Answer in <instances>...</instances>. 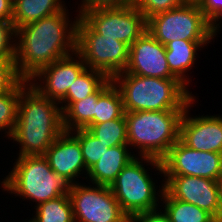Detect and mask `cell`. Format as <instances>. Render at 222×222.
<instances>
[{
	"instance_id": "cell-1",
	"label": "cell",
	"mask_w": 222,
	"mask_h": 222,
	"mask_svg": "<svg viewBox=\"0 0 222 222\" xmlns=\"http://www.w3.org/2000/svg\"><path fill=\"white\" fill-rule=\"evenodd\" d=\"M31 22L16 31V71L30 81L42 68L76 51V26L79 16L69 20V11Z\"/></svg>"
},
{
	"instance_id": "cell-2",
	"label": "cell",
	"mask_w": 222,
	"mask_h": 222,
	"mask_svg": "<svg viewBox=\"0 0 222 222\" xmlns=\"http://www.w3.org/2000/svg\"><path fill=\"white\" fill-rule=\"evenodd\" d=\"M57 101L43 97L28 84L21 92L17 120L9 139L19 144V156L44 155L65 130Z\"/></svg>"
},
{
	"instance_id": "cell-3",
	"label": "cell",
	"mask_w": 222,
	"mask_h": 222,
	"mask_svg": "<svg viewBox=\"0 0 222 222\" xmlns=\"http://www.w3.org/2000/svg\"><path fill=\"white\" fill-rule=\"evenodd\" d=\"M112 82L119 90L125 112L185 110L195 96L177 78L144 77L118 73Z\"/></svg>"
},
{
	"instance_id": "cell-4",
	"label": "cell",
	"mask_w": 222,
	"mask_h": 222,
	"mask_svg": "<svg viewBox=\"0 0 222 222\" xmlns=\"http://www.w3.org/2000/svg\"><path fill=\"white\" fill-rule=\"evenodd\" d=\"M185 110L125 112L129 147L139 157L162 160L179 140L180 121Z\"/></svg>"
},
{
	"instance_id": "cell-5",
	"label": "cell",
	"mask_w": 222,
	"mask_h": 222,
	"mask_svg": "<svg viewBox=\"0 0 222 222\" xmlns=\"http://www.w3.org/2000/svg\"><path fill=\"white\" fill-rule=\"evenodd\" d=\"M17 158L1 182L4 191L33 201L36 206L69 193L70 184L51 169L44 155Z\"/></svg>"
},
{
	"instance_id": "cell-6",
	"label": "cell",
	"mask_w": 222,
	"mask_h": 222,
	"mask_svg": "<svg viewBox=\"0 0 222 222\" xmlns=\"http://www.w3.org/2000/svg\"><path fill=\"white\" fill-rule=\"evenodd\" d=\"M142 161L148 163L146 165L155 167L159 171L158 174H163L160 160L136 156L122 169L110 186L122 211L129 219L137 213L160 209L158 207L162 206H159V199H161L164 190V183L161 187L159 185L158 190V186H156L152 176L149 175L150 172H147L149 170L145 168ZM157 190L159 193L156 192Z\"/></svg>"
},
{
	"instance_id": "cell-7",
	"label": "cell",
	"mask_w": 222,
	"mask_h": 222,
	"mask_svg": "<svg viewBox=\"0 0 222 222\" xmlns=\"http://www.w3.org/2000/svg\"><path fill=\"white\" fill-rule=\"evenodd\" d=\"M147 30L164 46L177 39L211 41L217 30L207 21L197 2L156 14L147 20Z\"/></svg>"
},
{
	"instance_id": "cell-8",
	"label": "cell",
	"mask_w": 222,
	"mask_h": 222,
	"mask_svg": "<svg viewBox=\"0 0 222 222\" xmlns=\"http://www.w3.org/2000/svg\"><path fill=\"white\" fill-rule=\"evenodd\" d=\"M76 52L86 66L112 79L129 62V46L115 38L96 33L81 17L76 26Z\"/></svg>"
},
{
	"instance_id": "cell-9",
	"label": "cell",
	"mask_w": 222,
	"mask_h": 222,
	"mask_svg": "<svg viewBox=\"0 0 222 222\" xmlns=\"http://www.w3.org/2000/svg\"><path fill=\"white\" fill-rule=\"evenodd\" d=\"M69 197L75 222H130L110 186L70 185Z\"/></svg>"
},
{
	"instance_id": "cell-10",
	"label": "cell",
	"mask_w": 222,
	"mask_h": 222,
	"mask_svg": "<svg viewBox=\"0 0 222 222\" xmlns=\"http://www.w3.org/2000/svg\"><path fill=\"white\" fill-rule=\"evenodd\" d=\"M81 18L98 34L115 38L129 47L147 30V20L133 4L91 10Z\"/></svg>"
},
{
	"instance_id": "cell-11",
	"label": "cell",
	"mask_w": 222,
	"mask_h": 222,
	"mask_svg": "<svg viewBox=\"0 0 222 222\" xmlns=\"http://www.w3.org/2000/svg\"><path fill=\"white\" fill-rule=\"evenodd\" d=\"M163 175H185L218 180L222 176V154L197 151L180 139L161 160Z\"/></svg>"
},
{
	"instance_id": "cell-12",
	"label": "cell",
	"mask_w": 222,
	"mask_h": 222,
	"mask_svg": "<svg viewBox=\"0 0 222 222\" xmlns=\"http://www.w3.org/2000/svg\"><path fill=\"white\" fill-rule=\"evenodd\" d=\"M164 190L175 199L191 203L210 213L222 216L217 180L185 175H163Z\"/></svg>"
},
{
	"instance_id": "cell-13",
	"label": "cell",
	"mask_w": 222,
	"mask_h": 222,
	"mask_svg": "<svg viewBox=\"0 0 222 222\" xmlns=\"http://www.w3.org/2000/svg\"><path fill=\"white\" fill-rule=\"evenodd\" d=\"M86 67L82 57L75 51L73 54L42 68L30 79L29 84L43 97L59 103L66 96L69 86H72L78 75Z\"/></svg>"
},
{
	"instance_id": "cell-14",
	"label": "cell",
	"mask_w": 222,
	"mask_h": 222,
	"mask_svg": "<svg viewBox=\"0 0 222 222\" xmlns=\"http://www.w3.org/2000/svg\"><path fill=\"white\" fill-rule=\"evenodd\" d=\"M123 72L155 78H176L169 70L166 46L146 30L129 47V62Z\"/></svg>"
},
{
	"instance_id": "cell-15",
	"label": "cell",
	"mask_w": 222,
	"mask_h": 222,
	"mask_svg": "<svg viewBox=\"0 0 222 222\" xmlns=\"http://www.w3.org/2000/svg\"><path fill=\"white\" fill-rule=\"evenodd\" d=\"M193 99L186 107L180 121L179 139L188 147L197 151H209L222 154V115H199L190 117L189 109Z\"/></svg>"
},
{
	"instance_id": "cell-16",
	"label": "cell",
	"mask_w": 222,
	"mask_h": 222,
	"mask_svg": "<svg viewBox=\"0 0 222 222\" xmlns=\"http://www.w3.org/2000/svg\"><path fill=\"white\" fill-rule=\"evenodd\" d=\"M51 169L70 185L78 183L79 175H87L88 170L79 141L67 131L60 134L44 154Z\"/></svg>"
},
{
	"instance_id": "cell-17",
	"label": "cell",
	"mask_w": 222,
	"mask_h": 222,
	"mask_svg": "<svg viewBox=\"0 0 222 222\" xmlns=\"http://www.w3.org/2000/svg\"><path fill=\"white\" fill-rule=\"evenodd\" d=\"M128 144L108 148L101 158L88 170L92 184L111 186L122 169L136 157Z\"/></svg>"
},
{
	"instance_id": "cell-18",
	"label": "cell",
	"mask_w": 222,
	"mask_h": 222,
	"mask_svg": "<svg viewBox=\"0 0 222 222\" xmlns=\"http://www.w3.org/2000/svg\"><path fill=\"white\" fill-rule=\"evenodd\" d=\"M212 41H186L173 40L166 45V59L170 72L187 88L189 82L188 72L196 62L198 49L203 48ZM187 75V76H186Z\"/></svg>"
},
{
	"instance_id": "cell-19",
	"label": "cell",
	"mask_w": 222,
	"mask_h": 222,
	"mask_svg": "<svg viewBox=\"0 0 222 222\" xmlns=\"http://www.w3.org/2000/svg\"><path fill=\"white\" fill-rule=\"evenodd\" d=\"M112 83V79H107L93 94L88 97L73 102L63 112V127L67 132L76 129H87L94 124V114L96 101L99 95Z\"/></svg>"
},
{
	"instance_id": "cell-20",
	"label": "cell",
	"mask_w": 222,
	"mask_h": 222,
	"mask_svg": "<svg viewBox=\"0 0 222 222\" xmlns=\"http://www.w3.org/2000/svg\"><path fill=\"white\" fill-rule=\"evenodd\" d=\"M62 0H14L12 22L15 29L61 12L65 8Z\"/></svg>"
},
{
	"instance_id": "cell-21",
	"label": "cell",
	"mask_w": 222,
	"mask_h": 222,
	"mask_svg": "<svg viewBox=\"0 0 222 222\" xmlns=\"http://www.w3.org/2000/svg\"><path fill=\"white\" fill-rule=\"evenodd\" d=\"M108 78L100 71L86 67L69 86L66 96L59 102L64 112L73 102L93 94ZM64 104V105H63Z\"/></svg>"
},
{
	"instance_id": "cell-22",
	"label": "cell",
	"mask_w": 222,
	"mask_h": 222,
	"mask_svg": "<svg viewBox=\"0 0 222 222\" xmlns=\"http://www.w3.org/2000/svg\"><path fill=\"white\" fill-rule=\"evenodd\" d=\"M160 200L163 201L164 212L171 222H210L214 218L207 211L191 203L172 198L165 190Z\"/></svg>"
},
{
	"instance_id": "cell-23",
	"label": "cell",
	"mask_w": 222,
	"mask_h": 222,
	"mask_svg": "<svg viewBox=\"0 0 222 222\" xmlns=\"http://www.w3.org/2000/svg\"><path fill=\"white\" fill-rule=\"evenodd\" d=\"M35 222H75L69 194L42 202L34 207Z\"/></svg>"
},
{
	"instance_id": "cell-24",
	"label": "cell",
	"mask_w": 222,
	"mask_h": 222,
	"mask_svg": "<svg viewBox=\"0 0 222 222\" xmlns=\"http://www.w3.org/2000/svg\"><path fill=\"white\" fill-rule=\"evenodd\" d=\"M124 113L121 94L112 82L96 101L94 124L121 118Z\"/></svg>"
},
{
	"instance_id": "cell-25",
	"label": "cell",
	"mask_w": 222,
	"mask_h": 222,
	"mask_svg": "<svg viewBox=\"0 0 222 222\" xmlns=\"http://www.w3.org/2000/svg\"><path fill=\"white\" fill-rule=\"evenodd\" d=\"M28 84L21 79L10 91L0 94V131H5L8 139L16 125L20 92Z\"/></svg>"
},
{
	"instance_id": "cell-26",
	"label": "cell",
	"mask_w": 222,
	"mask_h": 222,
	"mask_svg": "<svg viewBox=\"0 0 222 222\" xmlns=\"http://www.w3.org/2000/svg\"><path fill=\"white\" fill-rule=\"evenodd\" d=\"M87 129L108 148L128 144L125 114L121 118L92 124Z\"/></svg>"
},
{
	"instance_id": "cell-27",
	"label": "cell",
	"mask_w": 222,
	"mask_h": 222,
	"mask_svg": "<svg viewBox=\"0 0 222 222\" xmlns=\"http://www.w3.org/2000/svg\"><path fill=\"white\" fill-rule=\"evenodd\" d=\"M70 133L79 141L87 170L108 150L88 129H76Z\"/></svg>"
},
{
	"instance_id": "cell-28",
	"label": "cell",
	"mask_w": 222,
	"mask_h": 222,
	"mask_svg": "<svg viewBox=\"0 0 222 222\" xmlns=\"http://www.w3.org/2000/svg\"><path fill=\"white\" fill-rule=\"evenodd\" d=\"M16 31L12 21H0V60H15Z\"/></svg>"
},
{
	"instance_id": "cell-29",
	"label": "cell",
	"mask_w": 222,
	"mask_h": 222,
	"mask_svg": "<svg viewBox=\"0 0 222 222\" xmlns=\"http://www.w3.org/2000/svg\"><path fill=\"white\" fill-rule=\"evenodd\" d=\"M185 2V0H139L135 6L148 20L156 14L179 7Z\"/></svg>"
},
{
	"instance_id": "cell-30",
	"label": "cell",
	"mask_w": 222,
	"mask_h": 222,
	"mask_svg": "<svg viewBox=\"0 0 222 222\" xmlns=\"http://www.w3.org/2000/svg\"><path fill=\"white\" fill-rule=\"evenodd\" d=\"M20 80L15 61L0 60V94L10 91Z\"/></svg>"
},
{
	"instance_id": "cell-31",
	"label": "cell",
	"mask_w": 222,
	"mask_h": 222,
	"mask_svg": "<svg viewBox=\"0 0 222 222\" xmlns=\"http://www.w3.org/2000/svg\"><path fill=\"white\" fill-rule=\"evenodd\" d=\"M200 10L203 12L207 21L218 31L222 19V0H198Z\"/></svg>"
},
{
	"instance_id": "cell-32",
	"label": "cell",
	"mask_w": 222,
	"mask_h": 222,
	"mask_svg": "<svg viewBox=\"0 0 222 222\" xmlns=\"http://www.w3.org/2000/svg\"><path fill=\"white\" fill-rule=\"evenodd\" d=\"M130 4L127 0H82L81 6L78 7V16L81 17L84 13L105 8H117Z\"/></svg>"
},
{
	"instance_id": "cell-33",
	"label": "cell",
	"mask_w": 222,
	"mask_h": 222,
	"mask_svg": "<svg viewBox=\"0 0 222 222\" xmlns=\"http://www.w3.org/2000/svg\"><path fill=\"white\" fill-rule=\"evenodd\" d=\"M140 212L130 218V222H171L167 214L162 210Z\"/></svg>"
},
{
	"instance_id": "cell-34",
	"label": "cell",
	"mask_w": 222,
	"mask_h": 222,
	"mask_svg": "<svg viewBox=\"0 0 222 222\" xmlns=\"http://www.w3.org/2000/svg\"><path fill=\"white\" fill-rule=\"evenodd\" d=\"M13 1L0 0V21H12Z\"/></svg>"
},
{
	"instance_id": "cell-35",
	"label": "cell",
	"mask_w": 222,
	"mask_h": 222,
	"mask_svg": "<svg viewBox=\"0 0 222 222\" xmlns=\"http://www.w3.org/2000/svg\"><path fill=\"white\" fill-rule=\"evenodd\" d=\"M217 186H218L219 201L222 207V176L217 180Z\"/></svg>"
},
{
	"instance_id": "cell-36",
	"label": "cell",
	"mask_w": 222,
	"mask_h": 222,
	"mask_svg": "<svg viewBox=\"0 0 222 222\" xmlns=\"http://www.w3.org/2000/svg\"><path fill=\"white\" fill-rule=\"evenodd\" d=\"M210 222H222V216L221 217H214Z\"/></svg>"
},
{
	"instance_id": "cell-37",
	"label": "cell",
	"mask_w": 222,
	"mask_h": 222,
	"mask_svg": "<svg viewBox=\"0 0 222 222\" xmlns=\"http://www.w3.org/2000/svg\"><path fill=\"white\" fill-rule=\"evenodd\" d=\"M130 4L135 5L139 0H127Z\"/></svg>"
},
{
	"instance_id": "cell-38",
	"label": "cell",
	"mask_w": 222,
	"mask_h": 222,
	"mask_svg": "<svg viewBox=\"0 0 222 222\" xmlns=\"http://www.w3.org/2000/svg\"><path fill=\"white\" fill-rule=\"evenodd\" d=\"M186 2H197L198 0H185Z\"/></svg>"
},
{
	"instance_id": "cell-39",
	"label": "cell",
	"mask_w": 222,
	"mask_h": 222,
	"mask_svg": "<svg viewBox=\"0 0 222 222\" xmlns=\"http://www.w3.org/2000/svg\"><path fill=\"white\" fill-rule=\"evenodd\" d=\"M29 221H25V222H35L32 218L28 219Z\"/></svg>"
}]
</instances>
